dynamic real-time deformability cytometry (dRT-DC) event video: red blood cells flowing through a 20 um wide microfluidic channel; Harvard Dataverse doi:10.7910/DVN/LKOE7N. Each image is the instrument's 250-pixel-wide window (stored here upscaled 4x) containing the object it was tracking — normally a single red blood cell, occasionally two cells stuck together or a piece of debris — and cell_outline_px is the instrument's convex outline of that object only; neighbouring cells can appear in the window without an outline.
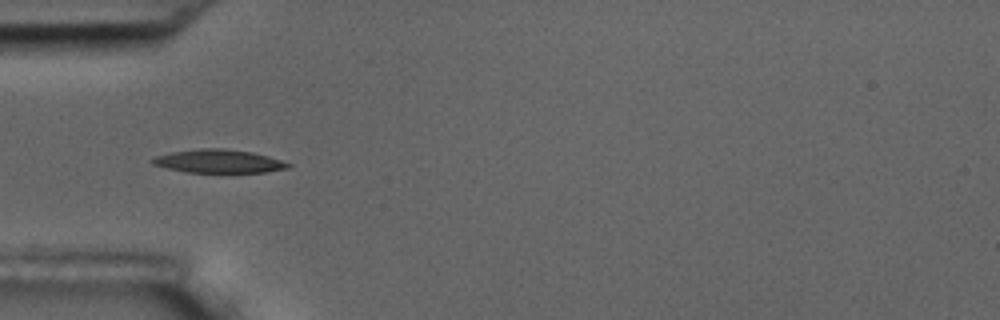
{"species": "common noctule bat (a hibernating species)", "species_latin": "Nyctalus noctula", "temperature_condition": "room temperature", "stored_images_in_passage": 3, "camera_frame_rate_fps": 3000, "um_per_image_px": 0.085, "animal": {"sex": "male", "body_mass_g": 17.5, "forearm_length_mm": 52.3}, "frame": {"image": 1, "passage_image": 1, "time_ms": 0.0, "image_size_px": [1000, 320], "cell_outline_px": [[292, 164], [288, 168], [268, 172], [184, 172], [152, 164], [148, 160], [156, 156], [172, 152], [200, 148], [224, 148], [252, 152], [268, 156]], "centroid_in_image_um": [18.57, 13.7], "position_along_channel_um": 66.4, "area_um2": 18.44}}